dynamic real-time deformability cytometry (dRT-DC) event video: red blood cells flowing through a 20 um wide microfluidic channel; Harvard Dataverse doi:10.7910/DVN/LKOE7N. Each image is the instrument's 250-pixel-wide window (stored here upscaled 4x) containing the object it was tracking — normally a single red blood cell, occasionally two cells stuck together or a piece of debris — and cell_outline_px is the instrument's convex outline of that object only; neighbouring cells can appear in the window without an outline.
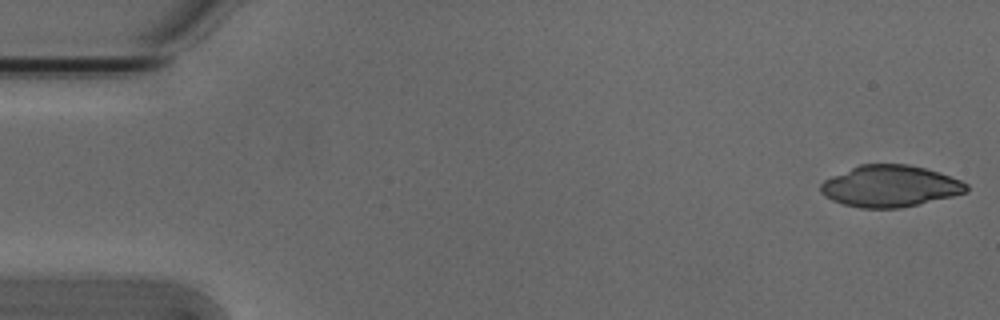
{"species": "Egyptian fruit bat (a non-hibernating species)", "species_latin": "Rousettus aegyptiacus", "temperature_condition": "cold", "stored_images_in_passage": 52, "camera_frame_rate_fps": 3000, "um_per_image_px": 0.085, "animal": {"sex": "male"}, "frame": {"image": 1, "passage_image": 1, "time_ms": 0.0, "image_size_px": [1000, 320], "cell_outline_px": [[968, 192], [952, 196], [900, 208], [860, 208], [844, 204], [832, 200], [824, 196], [820, 192], [820, 184], [824, 180], [832, 176], [860, 164], [908, 164], [940, 172], [960, 180], [968, 184]], "centroid_in_image_um": [75.65, 15.82], "position_along_channel_um": 9.4, "area_um2": 35.2}}